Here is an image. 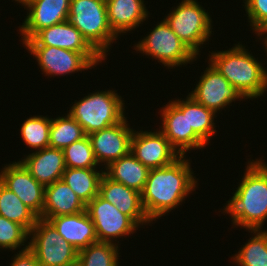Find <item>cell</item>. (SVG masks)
<instances>
[{
	"label": "cell",
	"mask_w": 267,
	"mask_h": 266,
	"mask_svg": "<svg viewBox=\"0 0 267 266\" xmlns=\"http://www.w3.org/2000/svg\"><path fill=\"white\" fill-rule=\"evenodd\" d=\"M190 161V158L180 156L167 166L149 170L141 198L151 222L178 209L198 187V179L194 176Z\"/></svg>",
	"instance_id": "1"
},
{
	"label": "cell",
	"mask_w": 267,
	"mask_h": 266,
	"mask_svg": "<svg viewBox=\"0 0 267 266\" xmlns=\"http://www.w3.org/2000/svg\"><path fill=\"white\" fill-rule=\"evenodd\" d=\"M255 160H248L240 183L222 209L234 228L248 231L262 230L267 220V167Z\"/></svg>",
	"instance_id": "2"
},
{
	"label": "cell",
	"mask_w": 267,
	"mask_h": 266,
	"mask_svg": "<svg viewBox=\"0 0 267 266\" xmlns=\"http://www.w3.org/2000/svg\"><path fill=\"white\" fill-rule=\"evenodd\" d=\"M240 43L224 51H209L207 59L245 100L253 101L267 91V68Z\"/></svg>",
	"instance_id": "3"
},
{
	"label": "cell",
	"mask_w": 267,
	"mask_h": 266,
	"mask_svg": "<svg viewBox=\"0 0 267 266\" xmlns=\"http://www.w3.org/2000/svg\"><path fill=\"white\" fill-rule=\"evenodd\" d=\"M116 90H96L67 111L83 128L86 135L121 122L125 118V101Z\"/></svg>",
	"instance_id": "4"
},
{
	"label": "cell",
	"mask_w": 267,
	"mask_h": 266,
	"mask_svg": "<svg viewBox=\"0 0 267 266\" xmlns=\"http://www.w3.org/2000/svg\"><path fill=\"white\" fill-rule=\"evenodd\" d=\"M68 20L106 60L111 45L119 39L109 26L106 0H71Z\"/></svg>",
	"instance_id": "5"
},
{
	"label": "cell",
	"mask_w": 267,
	"mask_h": 266,
	"mask_svg": "<svg viewBox=\"0 0 267 266\" xmlns=\"http://www.w3.org/2000/svg\"><path fill=\"white\" fill-rule=\"evenodd\" d=\"M172 9L163 19L180 40L200 57L202 45H206L213 34L211 15L197 0H181Z\"/></svg>",
	"instance_id": "6"
},
{
	"label": "cell",
	"mask_w": 267,
	"mask_h": 266,
	"mask_svg": "<svg viewBox=\"0 0 267 266\" xmlns=\"http://www.w3.org/2000/svg\"><path fill=\"white\" fill-rule=\"evenodd\" d=\"M147 36L135 43V51L158 60L167 69L191 65L199 57L173 32L163 19L150 29ZM195 60V61H194Z\"/></svg>",
	"instance_id": "7"
},
{
	"label": "cell",
	"mask_w": 267,
	"mask_h": 266,
	"mask_svg": "<svg viewBox=\"0 0 267 266\" xmlns=\"http://www.w3.org/2000/svg\"><path fill=\"white\" fill-rule=\"evenodd\" d=\"M29 248L35 253L40 266H73L78 251L61 237L54 226L38 218L29 232Z\"/></svg>",
	"instance_id": "8"
},
{
	"label": "cell",
	"mask_w": 267,
	"mask_h": 266,
	"mask_svg": "<svg viewBox=\"0 0 267 266\" xmlns=\"http://www.w3.org/2000/svg\"><path fill=\"white\" fill-rule=\"evenodd\" d=\"M38 62L44 76L70 75L92 70L105 59L99 53H80L55 46H24Z\"/></svg>",
	"instance_id": "9"
},
{
	"label": "cell",
	"mask_w": 267,
	"mask_h": 266,
	"mask_svg": "<svg viewBox=\"0 0 267 266\" xmlns=\"http://www.w3.org/2000/svg\"><path fill=\"white\" fill-rule=\"evenodd\" d=\"M174 99L161 107V111L158 112L162 117L159 130L180 156H185L188 151L201 150L207 144L193 129H189L187 121V97L184 99H179V97Z\"/></svg>",
	"instance_id": "10"
},
{
	"label": "cell",
	"mask_w": 267,
	"mask_h": 266,
	"mask_svg": "<svg viewBox=\"0 0 267 266\" xmlns=\"http://www.w3.org/2000/svg\"><path fill=\"white\" fill-rule=\"evenodd\" d=\"M86 211L95 226L96 236L100 242L121 245L120 238L129 237L140 228L129 216L99 194L86 205Z\"/></svg>",
	"instance_id": "11"
},
{
	"label": "cell",
	"mask_w": 267,
	"mask_h": 266,
	"mask_svg": "<svg viewBox=\"0 0 267 266\" xmlns=\"http://www.w3.org/2000/svg\"><path fill=\"white\" fill-rule=\"evenodd\" d=\"M203 71L195 88L188 93L196 102L217 114L232 106V102L245 99L209 61Z\"/></svg>",
	"instance_id": "12"
},
{
	"label": "cell",
	"mask_w": 267,
	"mask_h": 266,
	"mask_svg": "<svg viewBox=\"0 0 267 266\" xmlns=\"http://www.w3.org/2000/svg\"><path fill=\"white\" fill-rule=\"evenodd\" d=\"M134 129L127 117L121 122L88 135L99 166L106 168L110 163L130 153Z\"/></svg>",
	"instance_id": "13"
},
{
	"label": "cell",
	"mask_w": 267,
	"mask_h": 266,
	"mask_svg": "<svg viewBox=\"0 0 267 266\" xmlns=\"http://www.w3.org/2000/svg\"><path fill=\"white\" fill-rule=\"evenodd\" d=\"M138 130L134 129L130 152L149 170L167 166L180 157L158 128L153 132Z\"/></svg>",
	"instance_id": "14"
},
{
	"label": "cell",
	"mask_w": 267,
	"mask_h": 266,
	"mask_svg": "<svg viewBox=\"0 0 267 266\" xmlns=\"http://www.w3.org/2000/svg\"><path fill=\"white\" fill-rule=\"evenodd\" d=\"M2 167L0 182L40 217L44 206L45 186L39 183L19 160Z\"/></svg>",
	"instance_id": "15"
},
{
	"label": "cell",
	"mask_w": 267,
	"mask_h": 266,
	"mask_svg": "<svg viewBox=\"0 0 267 266\" xmlns=\"http://www.w3.org/2000/svg\"><path fill=\"white\" fill-rule=\"evenodd\" d=\"M71 0H33L24 6L28 10L19 26L22 43L32 39L40 30L68 20Z\"/></svg>",
	"instance_id": "16"
},
{
	"label": "cell",
	"mask_w": 267,
	"mask_h": 266,
	"mask_svg": "<svg viewBox=\"0 0 267 266\" xmlns=\"http://www.w3.org/2000/svg\"><path fill=\"white\" fill-rule=\"evenodd\" d=\"M99 195L115 205L119 211L129 216L139 227L148 224L150 226V223H152L145 213L141 193L128 188L122 183L113 181L105 174L102 175L100 180Z\"/></svg>",
	"instance_id": "17"
},
{
	"label": "cell",
	"mask_w": 267,
	"mask_h": 266,
	"mask_svg": "<svg viewBox=\"0 0 267 266\" xmlns=\"http://www.w3.org/2000/svg\"><path fill=\"white\" fill-rule=\"evenodd\" d=\"M23 46H55L80 53H98L69 20L40 30Z\"/></svg>",
	"instance_id": "18"
},
{
	"label": "cell",
	"mask_w": 267,
	"mask_h": 266,
	"mask_svg": "<svg viewBox=\"0 0 267 266\" xmlns=\"http://www.w3.org/2000/svg\"><path fill=\"white\" fill-rule=\"evenodd\" d=\"M23 158L19 161L44 186L61 180L66 169L63 149L48 147L26 154Z\"/></svg>",
	"instance_id": "19"
},
{
	"label": "cell",
	"mask_w": 267,
	"mask_h": 266,
	"mask_svg": "<svg viewBox=\"0 0 267 266\" xmlns=\"http://www.w3.org/2000/svg\"><path fill=\"white\" fill-rule=\"evenodd\" d=\"M145 2V0H106L108 23L117 37L120 38V35H125L129 31L131 33L148 19L150 13Z\"/></svg>",
	"instance_id": "20"
},
{
	"label": "cell",
	"mask_w": 267,
	"mask_h": 266,
	"mask_svg": "<svg viewBox=\"0 0 267 266\" xmlns=\"http://www.w3.org/2000/svg\"><path fill=\"white\" fill-rule=\"evenodd\" d=\"M42 219L48 220L57 230L58 234L78 252L88 245L98 242L95 226L86 210L73 215Z\"/></svg>",
	"instance_id": "21"
},
{
	"label": "cell",
	"mask_w": 267,
	"mask_h": 266,
	"mask_svg": "<svg viewBox=\"0 0 267 266\" xmlns=\"http://www.w3.org/2000/svg\"><path fill=\"white\" fill-rule=\"evenodd\" d=\"M86 210V204L61 179L45 186L44 206L39 218L73 215Z\"/></svg>",
	"instance_id": "22"
},
{
	"label": "cell",
	"mask_w": 267,
	"mask_h": 266,
	"mask_svg": "<svg viewBox=\"0 0 267 266\" xmlns=\"http://www.w3.org/2000/svg\"><path fill=\"white\" fill-rule=\"evenodd\" d=\"M148 173L149 169L131 152L104 168V174L108 178L122 183L139 193H141L144 188Z\"/></svg>",
	"instance_id": "23"
},
{
	"label": "cell",
	"mask_w": 267,
	"mask_h": 266,
	"mask_svg": "<svg viewBox=\"0 0 267 266\" xmlns=\"http://www.w3.org/2000/svg\"><path fill=\"white\" fill-rule=\"evenodd\" d=\"M99 169L66 167L62 180L87 205L99 194V184L104 174V169Z\"/></svg>",
	"instance_id": "24"
},
{
	"label": "cell",
	"mask_w": 267,
	"mask_h": 266,
	"mask_svg": "<svg viewBox=\"0 0 267 266\" xmlns=\"http://www.w3.org/2000/svg\"><path fill=\"white\" fill-rule=\"evenodd\" d=\"M0 216L22 225L28 232L39 218L21 199L0 182Z\"/></svg>",
	"instance_id": "25"
},
{
	"label": "cell",
	"mask_w": 267,
	"mask_h": 266,
	"mask_svg": "<svg viewBox=\"0 0 267 266\" xmlns=\"http://www.w3.org/2000/svg\"><path fill=\"white\" fill-rule=\"evenodd\" d=\"M253 234L231 257L238 266H267V230H249Z\"/></svg>",
	"instance_id": "26"
},
{
	"label": "cell",
	"mask_w": 267,
	"mask_h": 266,
	"mask_svg": "<svg viewBox=\"0 0 267 266\" xmlns=\"http://www.w3.org/2000/svg\"><path fill=\"white\" fill-rule=\"evenodd\" d=\"M85 136L82 126L68 112L51 118L49 147L64 149Z\"/></svg>",
	"instance_id": "27"
},
{
	"label": "cell",
	"mask_w": 267,
	"mask_h": 266,
	"mask_svg": "<svg viewBox=\"0 0 267 266\" xmlns=\"http://www.w3.org/2000/svg\"><path fill=\"white\" fill-rule=\"evenodd\" d=\"M217 115L214 111L207 109L204 105L196 102L191 96L187 95V121L189 129L194 132L209 145L210 140L216 135L215 119ZM215 118V119H214Z\"/></svg>",
	"instance_id": "28"
},
{
	"label": "cell",
	"mask_w": 267,
	"mask_h": 266,
	"mask_svg": "<svg viewBox=\"0 0 267 266\" xmlns=\"http://www.w3.org/2000/svg\"><path fill=\"white\" fill-rule=\"evenodd\" d=\"M117 244L110 242H95L78 252V266H120Z\"/></svg>",
	"instance_id": "29"
},
{
	"label": "cell",
	"mask_w": 267,
	"mask_h": 266,
	"mask_svg": "<svg viewBox=\"0 0 267 266\" xmlns=\"http://www.w3.org/2000/svg\"><path fill=\"white\" fill-rule=\"evenodd\" d=\"M34 115L22 123L20 127L21 137L32 151L42 150L49 147V134L51 127V117Z\"/></svg>",
	"instance_id": "30"
},
{
	"label": "cell",
	"mask_w": 267,
	"mask_h": 266,
	"mask_svg": "<svg viewBox=\"0 0 267 266\" xmlns=\"http://www.w3.org/2000/svg\"><path fill=\"white\" fill-rule=\"evenodd\" d=\"M65 166L69 168H101L95 158L88 135L63 149Z\"/></svg>",
	"instance_id": "31"
},
{
	"label": "cell",
	"mask_w": 267,
	"mask_h": 266,
	"mask_svg": "<svg viewBox=\"0 0 267 266\" xmlns=\"http://www.w3.org/2000/svg\"><path fill=\"white\" fill-rule=\"evenodd\" d=\"M29 232L20 224L0 216V249L24 250L29 247ZM27 242V244H26ZM25 246V247H21Z\"/></svg>",
	"instance_id": "32"
},
{
	"label": "cell",
	"mask_w": 267,
	"mask_h": 266,
	"mask_svg": "<svg viewBox=\"0 0 267 266\" xmlns=\"http://www.w3.org/2000/svg\"><path fill=\"white\" fill-rule=\"evenodd\" d=\"M243 3L249 26L259 37L267 30V0H244Z\"/></svg>",
	"instance_id": "33"
},
{
	"label": "cell",
	"mask_w": 267,
	"mask_h": 266,
	"mask_svg": "<svg viewBox=\"0 0 267 266\" xmlns=\"http://www.w3.org/2000/svg\"><path fill=\"white\" fill-rule=\"evenodd\" d=\"M12 256L10 266H40L35 253L28 247Z\"/></svg>",
	"instance_id": "34"
},
{
	"label": "cell",
	"mask_w": 267,
	"mask_h": 266,
	"mask_svg": "<svg viewBox=\"0 0 267 266\" xmlns=\"http://www.w3.org/2000/svg\"><path fill=\"white\" fill-rule=\"evenodd\" d=\"M265 34V35H264ZM265 36V37H264ZM258 40L260 39L262 41V47L264 49V51L266 52L265 55H267V31H264L259 37H257ZM263 38V39H262Z\"/></svg>",
	"instance_id": "35"
},
{
	"label": "cell",
	"mask_w": 267,
	"mask_h": 266,
	"mask_svg": "<svg viewBox=\"0 0 267 266\" xmlns=\"http://www.w3.org/2000/svg\"><path fill=\"white\" fill-rule=\"evenodd\" d=\"M15 2H17V4L19 3L22 6H25L27 4V0H13Z\"/></svg>",
	"instance_id": "36"
},
{
	"label": "cell",
	"mask_w": 267,
	"mask_h": 266,
	"mask_svg": "<svg viewBox=\"0 0 267 266\" xmlns=\"http://www.w3.org/2000/svg\"><path fill=\"white\" fill-rule=\"evenodd\" d=\"M258 159L267 167V163L262 158H258Z\"/></svg>",
	"instance_id": "37"
}]
</instances>
